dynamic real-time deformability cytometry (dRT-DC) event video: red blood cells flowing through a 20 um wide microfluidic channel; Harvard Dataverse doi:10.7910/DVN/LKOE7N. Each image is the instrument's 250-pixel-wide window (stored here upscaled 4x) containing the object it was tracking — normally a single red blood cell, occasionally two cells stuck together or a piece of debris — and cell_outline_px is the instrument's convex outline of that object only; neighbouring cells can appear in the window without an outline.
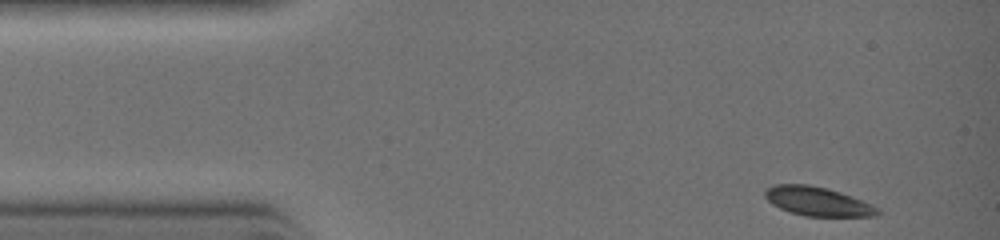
{"species": "common noctule bat (a hibernating species)", "species_latin": "Nyctalus noctula", "temperature_condition": "warm", "stored_images_in_passage": 28, "camera_frame_rate_fps": 3000, "um_per_image_px": 0.085, "animal": {"sex": "female", "body_mass_g": 19.0, "forearm_length_mm": 51.5}, "frame": {"image": 1, "passage_image": 1, "time_ms": 0.0, "image_size_px": [1000, 240], "cell_outline_px": [[880, 212], [876, 216], [804, 216], [780, 208], [772, 204], [764, 196], [764, 188], [776, 184], [808, 184], [828, 188], [840, 192], [872, 204], [880, 208]], "centroid_in_image_um": [69.49, 17.11], "position_along_channel_um": 15.5, "area_um2": 19.07}}
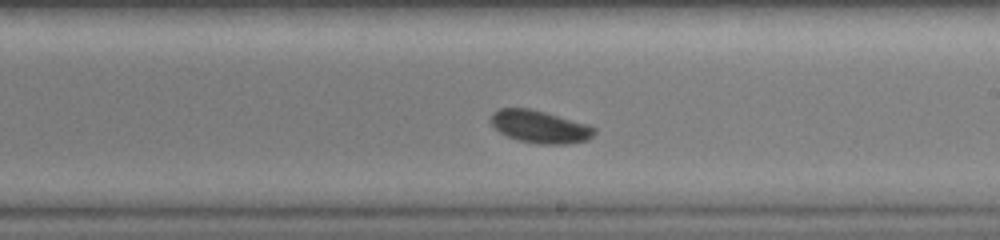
{"frame": {"image": 2, "passage_image": 17, "time_ms": 5.333, "image_size_px": [1000, 240], "cell_outline_px": [[596, 132], [588, 140], [568, 144], [540, 144], [516, 140], [492, 128], [488, 120], [492, 112], [500, 108], [528, 108], [544, 112], [588, 124], [596, 128]], "centroid_in_image_um": [45.85, 10.77], "position_along_channel_um": 243.2, "area_um2": 19.88}}
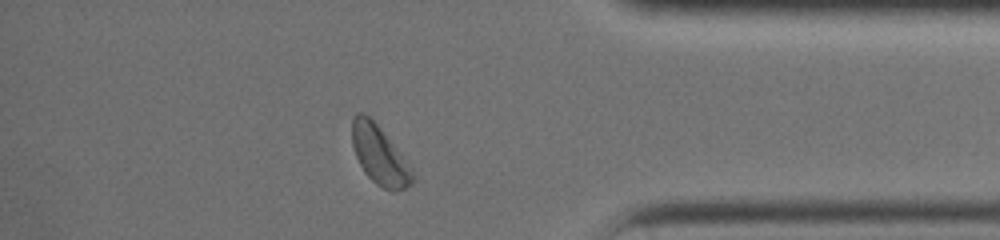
{"frame": {"image": 3, "passage_image": 26, "time_ms": 8.333, "image_size_px": [1000, 240], "cell_outline_px": [[416, 180], [412, 184], [404, 188], [392, 192], [376, 184], [364, 172], [356, 156], [352, 144], [352, 116], [360, 112], [368, 116], [380, 128]], "centroid_in_image_um": [32.19, 13.21], "position_along_channel_um": 403.0, "area_um2": 19.65}}